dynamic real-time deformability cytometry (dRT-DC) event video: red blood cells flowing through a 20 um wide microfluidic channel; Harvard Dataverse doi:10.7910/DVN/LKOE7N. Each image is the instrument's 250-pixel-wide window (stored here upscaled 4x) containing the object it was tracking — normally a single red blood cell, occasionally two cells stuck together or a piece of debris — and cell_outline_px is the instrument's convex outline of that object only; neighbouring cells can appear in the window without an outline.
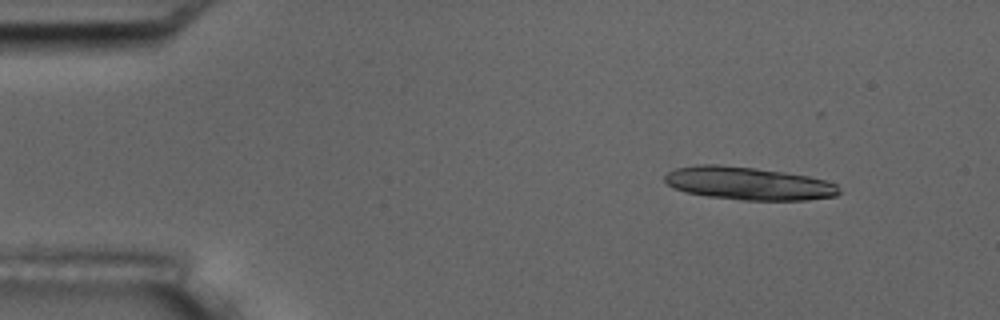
{"species": "common noctule bat (a hibernating species)", "species_latin": "Nyctalus noctula", "temperature_condition": "room temperature", "stored_images_in_passage": 3, "camera_frame_rate_fps": 3000, "um_per_image_px": 0.085, "animal": {"sex": "male", "body_mass_g": 17.5, "forearm_length_mm": 52.3}, "frame": {"image": 1, "passage_image": 1, "time_ms": 0.0, "image_size_px": [1000, 320], "cell_outline_px": [[840, 192], [836, 196], [808, 200], [740, 200], [708, 196], [684, 192], [672, 188], [664, 180], [664, 176], [668, 172], [676, 168], [696, 164], [720, 164], [756, 168], [784, 172], [808, 176], [824, 180], [836, 184]], "centroid_in_image_um": [63.57, 15.59], "position_along_channel_um": 21.4, "area_um2": 33.64}}